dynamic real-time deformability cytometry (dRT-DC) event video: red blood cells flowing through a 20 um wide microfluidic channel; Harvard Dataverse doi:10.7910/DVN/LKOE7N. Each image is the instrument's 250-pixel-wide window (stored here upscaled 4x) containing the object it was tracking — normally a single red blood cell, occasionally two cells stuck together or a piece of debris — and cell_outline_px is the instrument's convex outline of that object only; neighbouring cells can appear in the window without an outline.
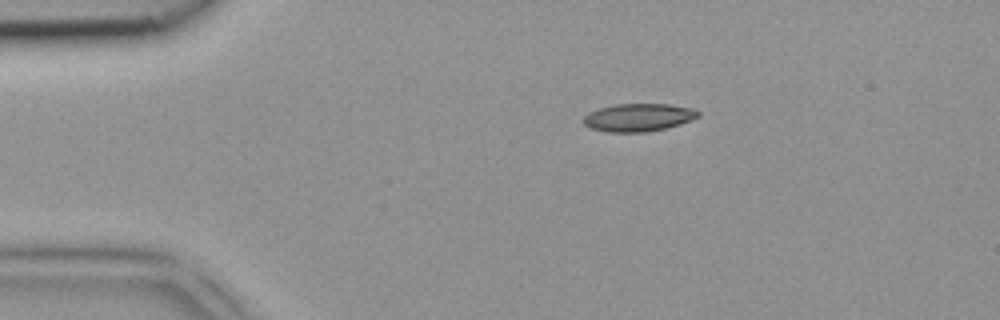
{"species": "common noctule bat (a hibernating species)", "species_latin": "Nyctalus noctula", "temperature_condition": "room temperature", "stored_images_in_passage": 4, "segment_of_instrument_passage": [2, 2], "camera_frame_rate_fps": 3000, "um_per_image_px": 0.085, "animal": {"sex": "female", "body_mass_g": 18.4}, "frame": {"image": 1, "passage_image": 4, "time_ms": 1.0, "image_size_px": [1000, 320], "cell_outline_px": [[700, 116], [680, 124], [664, 128], [644, 132], [608, 132], [592, 128], [584, 124], [580, 120], [588, 112], [600, 108], [616, 104], [668, 104], [692, 108], [700, 112]], "centroid_in_image_um": [54.24, 9.98], "position_along_channel_um": 30.8, "area_um2": 18.55}}